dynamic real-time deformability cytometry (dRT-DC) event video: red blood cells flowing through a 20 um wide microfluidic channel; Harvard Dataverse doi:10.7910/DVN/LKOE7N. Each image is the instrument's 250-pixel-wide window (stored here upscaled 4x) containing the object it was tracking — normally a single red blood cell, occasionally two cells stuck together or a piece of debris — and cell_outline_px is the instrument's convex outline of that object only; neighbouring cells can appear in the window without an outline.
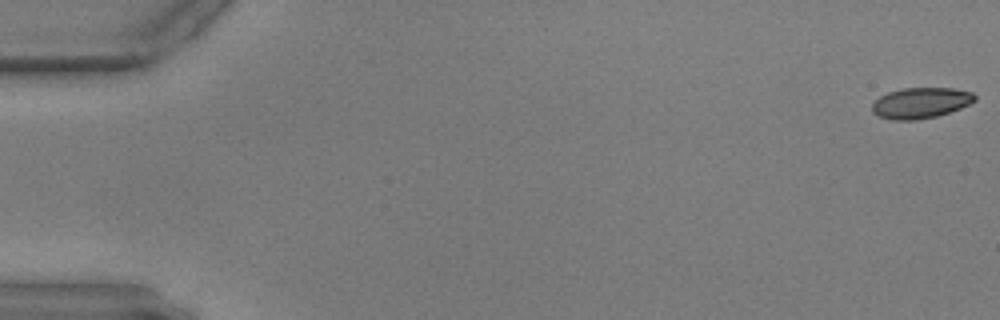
{"species": "common noctule bat (a hibernating species)", "species_latin": "Nyctalus noctula", "temperature_condition": "warm", "stored_images_in_passage": 59, "camera_frame_rate_fps": 3000, "um_per_image_px": 0.085, "animal": {"sex": "male", "body_mass_g": 17.9, "forearm_length_mm": 54.2}, "frame": {"image": 1, "passage_image": 1, "time_ms": 0.0, "image_size_px": [1000, 320], "cell_outline_px": [[976, 100], [960, 108], [936, 116], [916, 120], [892, 120], [880, 116], [872, 112], [872, 104], [880, 96], [888, 92], [904, 88], [952, 88], [972, 92], [976, 96]], "centroid_in_image_um": [78.25, 8.74], "position_along_channel_um": 6.8, "area_um2": 18.26}}
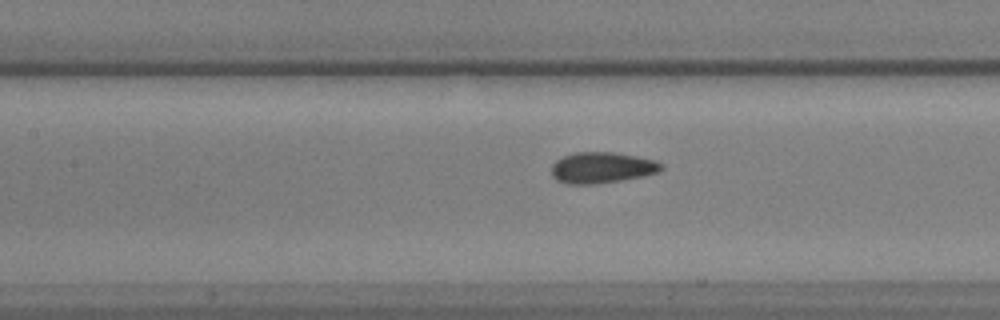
{"frame": {"image": 2, "passage_image": 27, "time_ms": 8.667, "image_size_px": [1000, 320], "cell_outline_px": [[664, 168], [660, 172], [644, 176], [620, 180], [592, 184], [568, 184], [556, 180], [552, 176], [552, 164], [556, 160], [564, 156], [576, 152], [612, 152], [636, 156], [656, 160], [664, 164]], "centroid_in_image_um": [51.19, 14.25], "position_along_channel_um": 156.2, "area_um2": 19.94}}
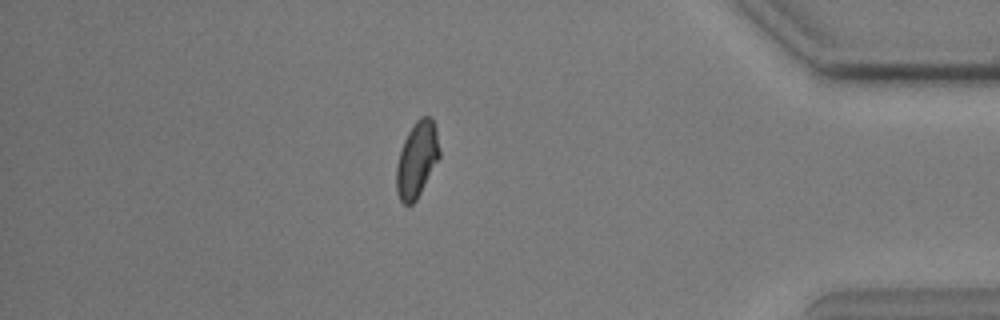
{"frame": {"image": 3, "passage_image": 51, "time_ms": 16.667, "image_size_px": [1000, 320], "cell_outline_px": [[440, 156], [416, 200], [412, 204], [404, 204], [400, 200], [396, 192], [396, 164], [404, 140], [408, 132], [416, 120], [420, 116], [428, 116], [432, 120], [436, 128], [440, 148]], "centroid_in_image_um": [35.43, 13.55], "position_along_channel_um": 399.8, "area_um2": 18.9}}